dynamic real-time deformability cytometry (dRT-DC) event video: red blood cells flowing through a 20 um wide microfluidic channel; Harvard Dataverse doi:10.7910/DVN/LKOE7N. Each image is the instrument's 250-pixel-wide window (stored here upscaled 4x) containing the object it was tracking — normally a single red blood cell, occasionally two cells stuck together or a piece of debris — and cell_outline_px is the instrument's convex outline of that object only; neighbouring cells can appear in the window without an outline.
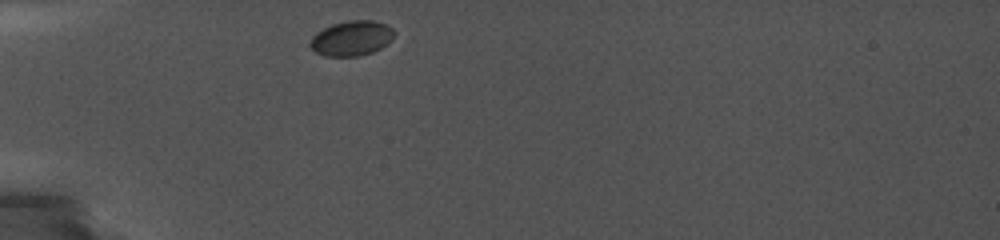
{"species": "common noctule bat (a hibernating species)", "species_latin": "Nyctalus noctula", "temperature_condition": "cold", "stored_images_in_passage": 44, "camera_frame_rate_fps": 5000, "um_per_image_px": 0.085, "animal": {"sex": "female", "body_mass_g": 19.0, "forearm_length_mm": 56.7}, "frame": {"image": 1, "passage_image": 1, "time_ms": 0.0, "image_size_px": [1000, 240], "cell_outline_px": [[396, 32], [392, 40], [380, 48], [372, 52], [360, 56], [324, 56], [316, 52], [308, 44], [312, 36], [316, 32], [332, 24], [348, 20], [372, 20], [384, 24], [392, 28]], "centroid_in_image_um": [29.88, 3.25], "position_along_channel_um": 55.1, "area_um2": 17.22}}
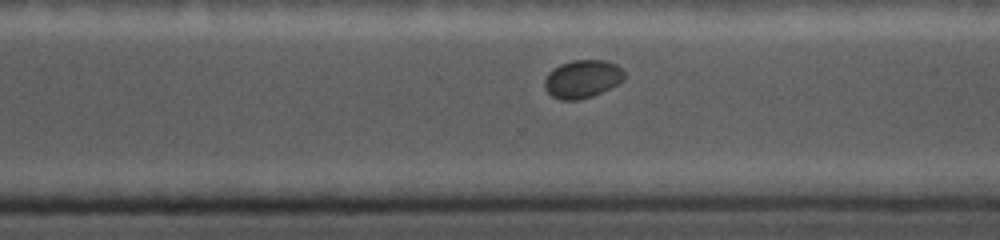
{"frame": {"image": 2, "passage_image": 30, "time_ms": 7.8, "image_size_px": [1000, 240], "cell_outline_px": [[624, 80], [592, 96], [580, 100], [560, 100], [552, 96], [544, 88], [544, 80], [548, 72], [560, 64], [572, 60], [604, 60], [616, 64], [624, 68]], "centroid_in_image_um": [49.49, 6.7], "position_along_channel_um": 321.1, "area_um2": 17.74}}
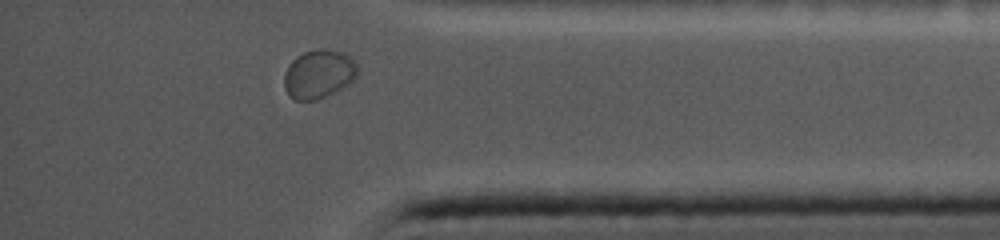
{"frame": {"image": 3, "passage_image": 42, "time_ms": 10.2, "image_size_px": [1000, 240], "cell_outline_px": [[356, 76], [348, 84], [316, 100], [296, 100], [288, 96], [284, 88], [284, 72], [288, 64], [296, 56], [304, 52], [316, 48], [324, 48], [344, 52], [356, 60]], "centroid_in_image_um": [27.05, 6.26], "position_along_channel_um": 408.1, "area_um2": 20.92}}